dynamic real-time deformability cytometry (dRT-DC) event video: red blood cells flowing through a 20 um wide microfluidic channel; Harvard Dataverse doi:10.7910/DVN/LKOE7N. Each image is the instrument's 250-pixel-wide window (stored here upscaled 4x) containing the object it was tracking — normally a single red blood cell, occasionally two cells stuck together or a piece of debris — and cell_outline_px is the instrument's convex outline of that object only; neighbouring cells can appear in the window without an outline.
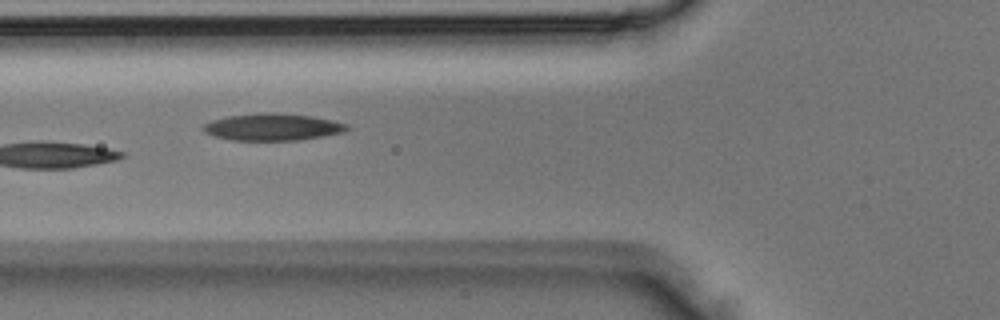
{"species": "Egyptian fruit bat (a non-hibernating species)", "species_latin": "Rousettus aegyptiacus", "temperature_condition": "room temperature", "stored_images_in_passage": 5, "camera_frame_rate_fps": 3000, "um_per_image_px": 0.085, "animal": {"sex": "male"}, "frame": {"image": 1, "passage_image": 5, "time_ms": 1.333, "image_size_px": [1000, 320], "cell_outline_px": [[348, 128], [344, 132], [300, 140], [232, 140], [216, 136], [204, 132], [200, 128], [204, 124], [212, 120], [228, 116], [260, 112], [276, 112], [312, 116], [332, 120], [348, 124]], "centroid_in_image_um": [23.16, 10.78], "position_along_channel_um": 102.6, "area_um2": 22.66}}